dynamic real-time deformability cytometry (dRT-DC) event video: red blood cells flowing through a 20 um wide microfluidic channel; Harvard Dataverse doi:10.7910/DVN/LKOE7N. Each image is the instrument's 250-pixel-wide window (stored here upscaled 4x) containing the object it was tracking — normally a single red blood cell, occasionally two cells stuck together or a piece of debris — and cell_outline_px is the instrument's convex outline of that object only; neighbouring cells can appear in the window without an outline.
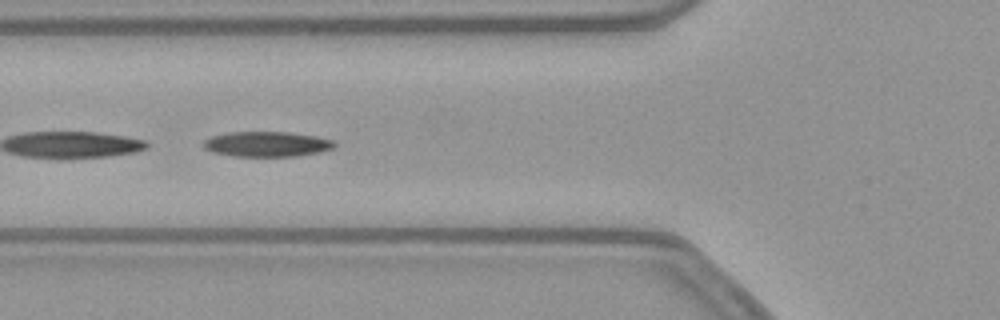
{"species": "common noctule bat (a hibernating species)", "species_latin": "Nyctalus noctula", "temperature_condition": "warm", "stored_images_in_passage": 15, "camera_frame_rate_fps": 3000, "um_per_image_px": 0.085, "animal": {"sex": "female", "body_mass_g": 21.9}, "frame": {"image": 1, "passage_image": 5, "time_ms": 1.333, "image_size_px": [1000, 320], "cell_outline_px": [[336, 144], [332, 148], [320, 152], [296, 156], [232, 156], [212, 152], [204, 148], [200, 144], [204, 140], [212, 136], [228, 132], [288, 132], [316, 136], [332, 140]], "centroid_in_image_um": [22.63, 12.25], "position_along_channel_um": 103.2, "area_um2": 19.25}}